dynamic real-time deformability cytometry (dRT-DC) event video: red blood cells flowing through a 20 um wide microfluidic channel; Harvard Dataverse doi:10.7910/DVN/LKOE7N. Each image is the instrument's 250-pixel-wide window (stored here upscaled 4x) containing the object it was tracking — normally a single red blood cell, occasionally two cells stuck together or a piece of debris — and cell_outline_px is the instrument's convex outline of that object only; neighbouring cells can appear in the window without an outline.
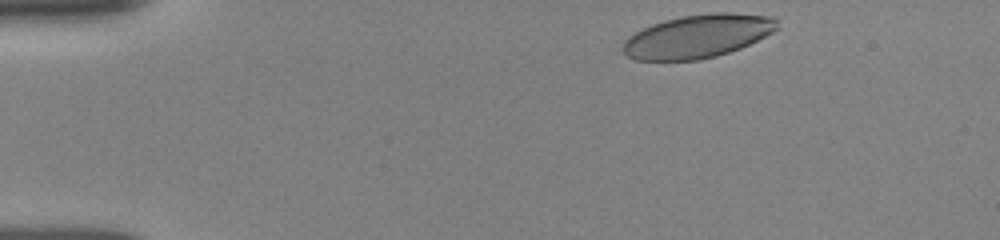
{"species": "human", "species_latin": "Homo sapiens", "temperature_condition": "room temperature", "stored_images_in_passage": 20, "camera_frame_rate_fps": 3000, "um_per_image_px": 0.085, "donor": {"sex": "female"}, "frame": {"image": 1, "passage_image": 1, "time_ms": 0.0, "image_size_px": [1000, 240], "cell_outline_px": [[776, 28], [772, 32], [740, 48], [716, 56], [700, 60], [636, 60], [628, 56], [620, 48], [624, 40], [628, 36], [652, 24], [664, 20], [680, 16], [712, 12], [732, 12], [772, 16], [776, 20]], "centroid_in_image_um": [59.26, 3.07], "position_along_channel_um": 25.7, "area_um2": 38.84}}